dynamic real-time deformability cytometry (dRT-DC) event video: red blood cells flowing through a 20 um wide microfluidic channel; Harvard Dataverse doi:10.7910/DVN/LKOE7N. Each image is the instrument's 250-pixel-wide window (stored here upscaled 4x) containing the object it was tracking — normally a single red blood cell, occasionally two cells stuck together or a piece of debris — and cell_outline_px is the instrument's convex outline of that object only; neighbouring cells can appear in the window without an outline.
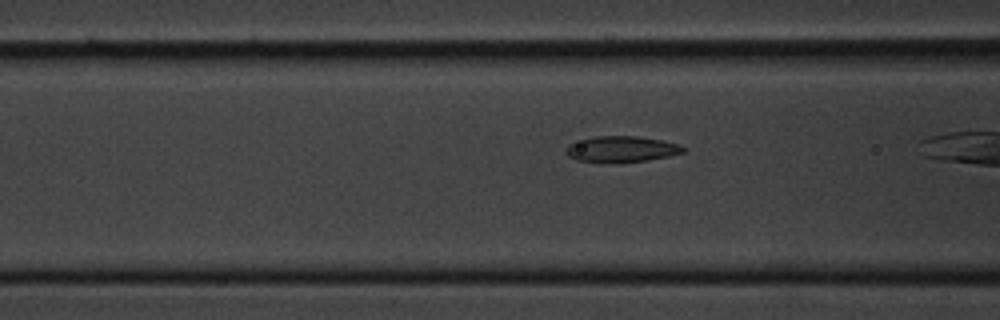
{"species": "common noctule bat (a hibernating species)", "species_latin": "Nyctalus noctula", "temperature_condition": "cold", "stored_images_in_passage": 39, "camera_frame_rate_fps": 3000, "um_per_image_px": 0.085, "animal": {"sex": "male", "body_mass_g": 20.1, "forearm_length_mm": 53.5}, "frame": {"image": 1, "passage_image": 17, "time_ms": 5.333, "image_size_px": [1000, 320], "cell_outline_px": [[688, 148], [684, 152], [668, 156], [648, 160], [576, 160], [568, 156], [564, 152], [568, 144], [596, 136], [636, 136], [664, 140], [680, 144]], "centroid_in_image_um": [52.89, 12.63], "position_along_channel_um": 113.7, "area_um2": 17.11}}
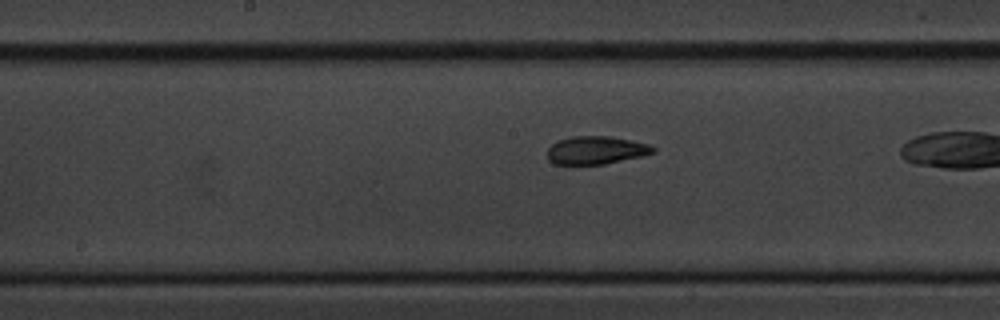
{"frame": {"image": 2, "passage_image": 24, "time_ms": 7.667, "image_size_px": [1000, 320], "cell_outline_px": [[656, 152], [640, 156], [604, 164], [552, 164], [548, 160], [548, 148], [556, 140], [572, 136], [608, 136], [632, 140], [648, 144], [656, 148]], "centroid_in_image_um": [50.64, 12.76], "position_along_channel_um": 197.6, "area_um2": 17.28}}
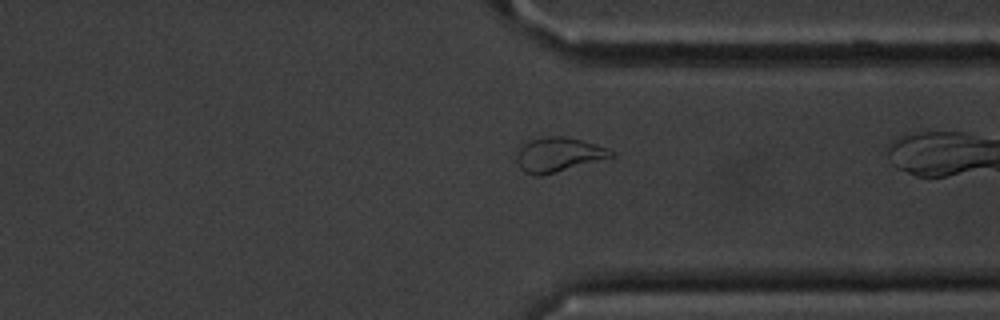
{"frame": {"image": 3, "passage_image": 38, "time_ms": 12.333, "image_size_px": [1000, 320], "cell_outline_px": [[616, 156], [556, 172], [540, 176], [532, 176], [524, 172], [520, 168], [516, 160], [516, 156], [520, 148], [528, 140], [544, 136], [564, 136], [580, 140], [608, 148], [616, 152]], "centroid_in_image_um": [47.46, 13.15], "position_along_channel_um": 363.9, "area_um2": 19.02}}